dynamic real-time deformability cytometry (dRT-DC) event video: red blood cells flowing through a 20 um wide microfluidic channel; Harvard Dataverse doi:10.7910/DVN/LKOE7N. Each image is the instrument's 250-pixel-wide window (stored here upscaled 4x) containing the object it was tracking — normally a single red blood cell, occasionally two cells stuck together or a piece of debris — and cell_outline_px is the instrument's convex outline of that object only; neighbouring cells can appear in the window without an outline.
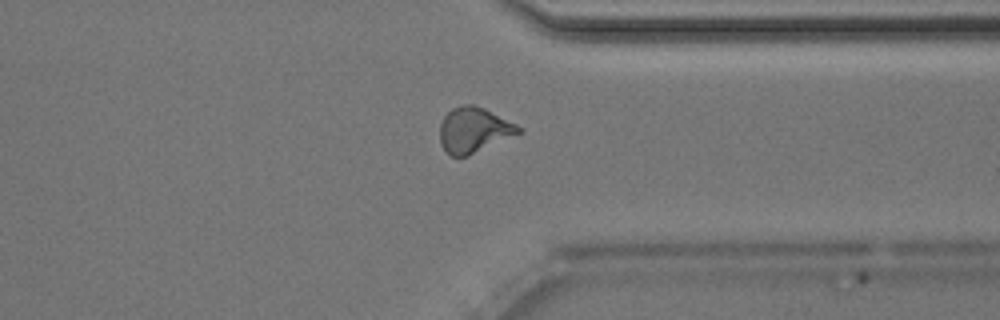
{"species": "Egyptian fruit bat (a non-hibernating species)", "species_latin": "Rousettus aegyptiacus", "temperature_condition": "room temperature", "stored_images_in_passage": 41, "camera_frame_rate_fps": 3000, "um_per_image_px": 0.085, "animal": {"sex": "male"}, "frame": {"image": 1, "passage_image": 30, "time_ms": 9.667, "image_size_px": [1000, 320], "cell_outline_px": [[524, 132], [468, 156], [452, 156], [440, 144], [440, 124], [444, 116], [452, 108], [464, 104], [472, 104], [484, 108], [524, 128]], "centroid_in_image_um": [40.31, 11.05], "position_along_channel_um": 371.1, "area_um2": 20.87}, "authors_computed_cell_mechanics": {"area_um2": 20.3456, "velocity_mm_per_s": 4.0176, "shape_relaxation_time_tau1_ms": 8.4607, "shape_relaxation_time_tau2_ms": 1.3504, "deformation_change_tau1": 0.2263, "deformation_change_tau2": 0.0746}}